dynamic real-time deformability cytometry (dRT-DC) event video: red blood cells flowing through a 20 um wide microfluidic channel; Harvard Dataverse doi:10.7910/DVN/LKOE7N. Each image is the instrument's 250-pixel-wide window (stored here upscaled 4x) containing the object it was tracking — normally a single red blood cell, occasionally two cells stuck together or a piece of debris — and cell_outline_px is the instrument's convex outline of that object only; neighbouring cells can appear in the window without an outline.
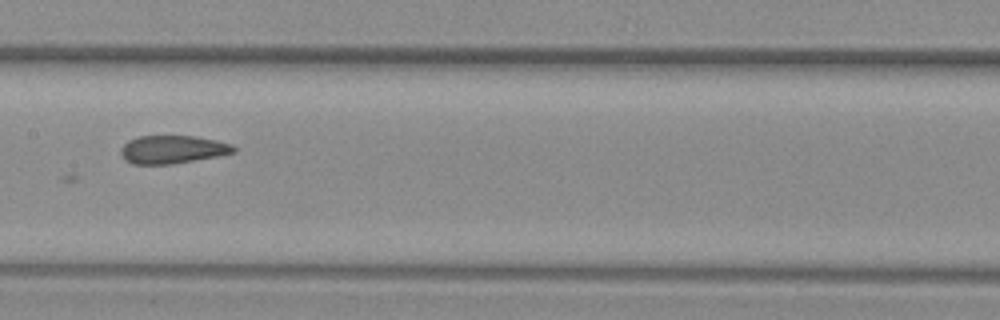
{"species": "common noctule bat (a hibernating species)", "species_latin": "Nyctalus noctula", "temperature_condition": "warm", "stored_images_in_passage": 7, "camera_frame_rate_fps": 3000, "um_per_image_px": 0.085, "animal": {"sex": "female", "body_mass_g": 29.2, "forearm_length_mm": 56.3}, "frame": {"image": 1, "passage_image": 6, "time_ms": 1.667, "image_size_px": [1000, 320], "cell_outline_px": [[236, 152], [216, 156], [172, 164], [132, 164], [124, 160], [120, 152], [120, 148], [128, 140], [140, 136], [196, 136], [216, 140], [232, 144], [236, 148]], "centroid_in_image_um": [14.64, 12.7], "position_along_channel_um": 192.8, "area_um2": 18.5}}